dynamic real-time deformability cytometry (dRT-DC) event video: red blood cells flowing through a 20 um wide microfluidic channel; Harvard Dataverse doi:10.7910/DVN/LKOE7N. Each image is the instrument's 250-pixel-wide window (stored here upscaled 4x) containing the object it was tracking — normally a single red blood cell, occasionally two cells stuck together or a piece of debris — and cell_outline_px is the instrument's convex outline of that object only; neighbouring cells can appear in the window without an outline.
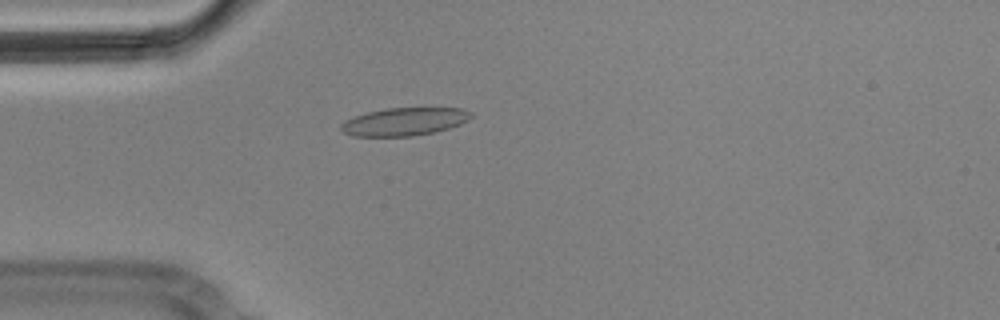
{"species": "Egyptian fruit bat (a non-hibernating species)", "species_latin": "Rousettus aegyptiacus", "temperature_condition": "cold", "stored_images_in_passage": 1, "camera_frame_rate_fps": 3000, "um_per_image_px": 0.085, "animal": {"sex": "male"}, "frame": {"image": 1, "passage_image": 1, "time_ms": 0.0, "image_size_px": [1000, 320], "cell_outline_px": [[472, 116], [468, 120], [460, 124], [436, 132], [412, 136], [352, 136], [344, 132], [340, 128], [340, 124], [344, 120], [368, 112], [388, 108], [460, 108], [472, 112]], "centroid_in_image_um": [34.37, 10.34], "position_along_channel_um": 50.6, "area_um2": 21.1}}